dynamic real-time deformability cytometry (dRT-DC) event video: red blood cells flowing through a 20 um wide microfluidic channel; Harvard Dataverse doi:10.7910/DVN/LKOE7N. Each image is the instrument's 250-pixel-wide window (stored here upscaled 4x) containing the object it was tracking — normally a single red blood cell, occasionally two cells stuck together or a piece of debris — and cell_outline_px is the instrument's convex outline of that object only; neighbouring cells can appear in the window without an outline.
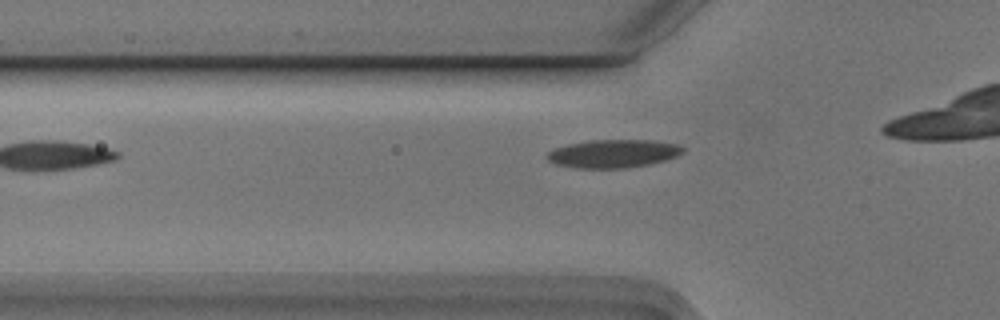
{"species": "Egyptian fruit bat (a non-hibernating species)", "species_latin": "Rousettus aegyptiacus", "temperature_condition": "cold", "stored_images_in_passage": 5, "camera_frame_rate_fps": 3000, "um_per_image_px": 0.085, "animal": {"sex": "male"}, "frame": {"image": 1, "passage_image": 3, "time_ms": 0.667, "image_size_px": [1000, 320], "cell_outline_px": [[684, 152], [676, 156], [664, 160], [648, 164], [624, 168], [576, 168], [556, 164], [548, 160], [544, 156], [548, 152], [556, 148], [568, 144], [588, 140], [652, 140], [676, 144], [684, 148]], "centroid_in_image_um": [52.1, 13.05], "position_along_channel_um": 73.7, "area_um2": 22.2}}